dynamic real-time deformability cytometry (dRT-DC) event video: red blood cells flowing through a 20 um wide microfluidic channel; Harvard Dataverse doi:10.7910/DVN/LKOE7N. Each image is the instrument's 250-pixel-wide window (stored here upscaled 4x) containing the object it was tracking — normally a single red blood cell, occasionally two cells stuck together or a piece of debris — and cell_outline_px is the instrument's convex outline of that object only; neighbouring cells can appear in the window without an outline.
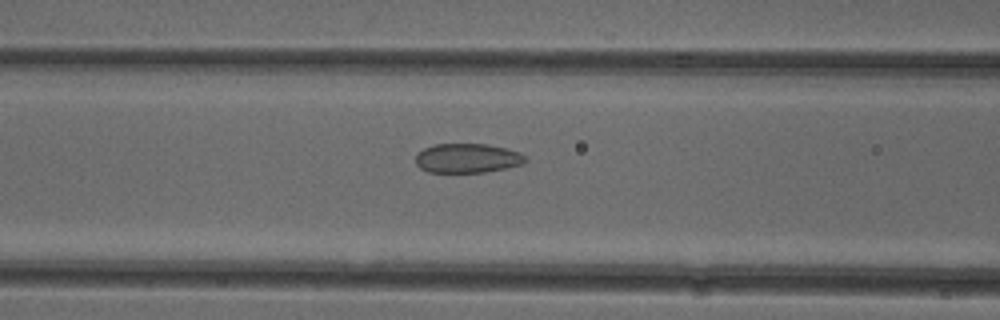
{"species": "common noctule bat (a hibernating species)", "species_latin": "Nyctalus noctula", "temperature_condition": "cold", "stored_images_in_passage": 52, "camera_frame_rate_fps": 3000, "um_per_image_px": 0.085, "animal": {"sex": "female"}, "frame": {"image": 1, "passage_image": 21, "time_ms": 6.667, "image_size_px": [1000, 320], "cell_outline_px": [[528, 160], [524, 164], [484, 172], [428, 172], [420, 168], [416, 164], [416, 152], [432, 144], [488, 144], [520, 152], [528, 156]], "centroid_in_image_um": [39.73, 13.44], "position_along_channel_um": 126.9, "area_um2": 18.96}}
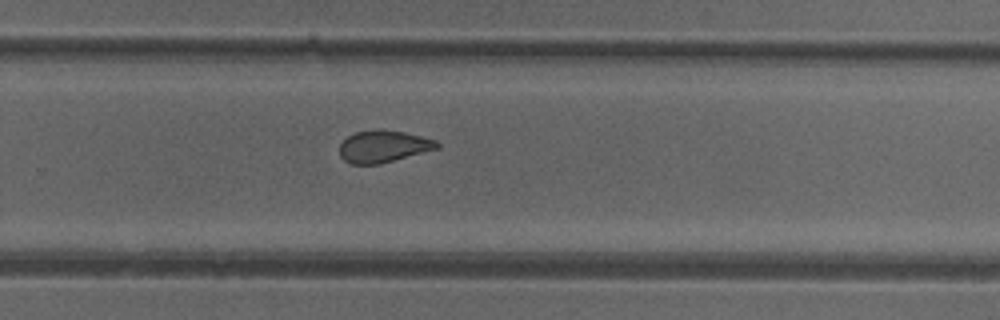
{"frame": {"image": 2, "passage_image": 34, "time_ms": 11.0, "image_size_px": [1000, 320], "cell_outline_px": [[440, 148], [380, 164], [352, 164], [344, 160], [340, 156], [340, 144], [348, 136], [356, 132], [380, 128], [404, 132], [436, 140], [440, 144]], "centroid_in_image_um": [32.6, 12.44], "position_along_channel_um": 297.2, "area_um2": 18.26}}
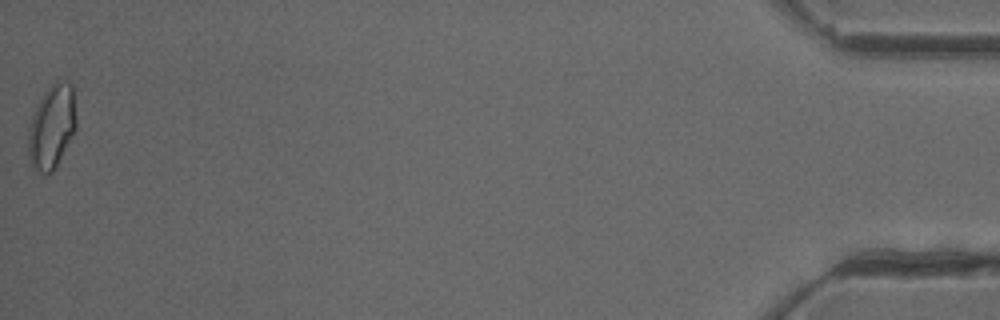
{"frame": {"image": 3, "passage_image": 52, "time_ms": 17.0, "image_size_px": [1000, 320], "cell_outline_px": [[76, 128], [56, 168], [52, 172], [44, 176], [28, 160], [28, 128], [32, 116], [44, 92], [56, 80], [68, 80], [72, 84], [76, 120]], "centroid_in_image_um": [4.4, 10.78], "position_along_channel_um": 430.8, "area_um2": 23.52}, "authors_computed_cell_mechanics": {"area_um2": 19.8832, "velocity_mm_per_s": 3.9358, "shape_relaxation_time_tau1_ms": null, "shape_relaxation_time_tau2_ms": 1.5371, "deformation_change_tau1": null, "deformation_change_tau2": 0.0804}}